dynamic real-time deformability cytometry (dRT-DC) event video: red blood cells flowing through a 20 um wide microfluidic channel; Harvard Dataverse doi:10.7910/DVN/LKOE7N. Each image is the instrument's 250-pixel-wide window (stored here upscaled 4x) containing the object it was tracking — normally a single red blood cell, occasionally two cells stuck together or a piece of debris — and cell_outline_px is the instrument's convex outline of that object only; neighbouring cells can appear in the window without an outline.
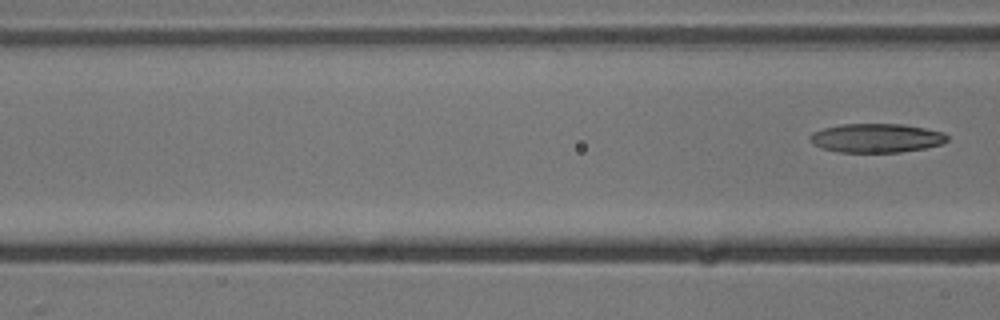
{"species": "common noctule bat (a hibernating species)", "species_latin": "Nyctalus noctula", "temperature_condition": "cold", "stored_images_in_passage": 6, "segment_of_instrument_passage": [2, 2], "camera_frame_rate_fps": 3000, "um_per_image_px": 0.085, "animal": {"sex": "male", "body_mass_g": 13.3}, "frame": {"image": 1, "passage_image": 6, "time_ms": 6.667, "image_size_px": [1000, 320], "cell_outline_px": [[948, 140], [940, 144], [924, 148], [900, 152], [836, 152], [820, 148], [812, 144], [808, 140], [808, 136], [812, 132], [824, 128], [840, 124], [904, 124], [944, 132], [948, 136]], "centroid_in_image_um": [74.43, 11.73], "position_along_channel_um": 92.2, "area_um2": 23.35}}